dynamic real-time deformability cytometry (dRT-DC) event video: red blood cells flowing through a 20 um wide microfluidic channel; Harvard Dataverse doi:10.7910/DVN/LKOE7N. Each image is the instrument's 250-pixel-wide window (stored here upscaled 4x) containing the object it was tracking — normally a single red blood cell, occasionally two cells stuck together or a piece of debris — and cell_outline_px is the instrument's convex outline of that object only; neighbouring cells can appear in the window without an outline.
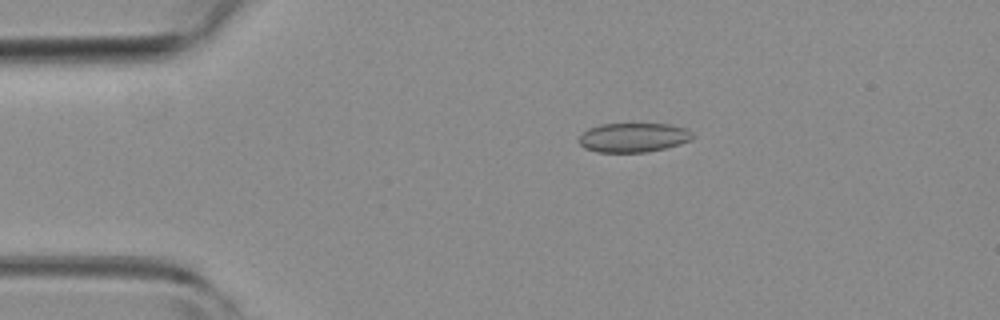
{"species": "common noctule bat (a hibernating species)", "species_latin": "Nyctalus noctula", "temperature_condition": "room temperature", "stored_images_in_passage": 4, "camera_frame_rate_fps": 3000, "um_per_image_px": 0.085, "animal": {"sex": "female", "body_mass_g": 19.3, "forearm_length_mm": 54.1}, "frame": {"image": 1, "passage_image": 3, "time_ms": 0.667, "image_size_px": [1000, 320], "cell_outline_px": [[692, 140], [680, 144], [648, 152], [596, 152], [584, 148], [580, 144], [580, 136], [588, 128], [600, 124], [668, 124], [688, 128], [692, 132]], "centroid_in_image_um": [53.85, 11.69], "position_along_channel_um": 31.1, "area_um2": 19.42}}